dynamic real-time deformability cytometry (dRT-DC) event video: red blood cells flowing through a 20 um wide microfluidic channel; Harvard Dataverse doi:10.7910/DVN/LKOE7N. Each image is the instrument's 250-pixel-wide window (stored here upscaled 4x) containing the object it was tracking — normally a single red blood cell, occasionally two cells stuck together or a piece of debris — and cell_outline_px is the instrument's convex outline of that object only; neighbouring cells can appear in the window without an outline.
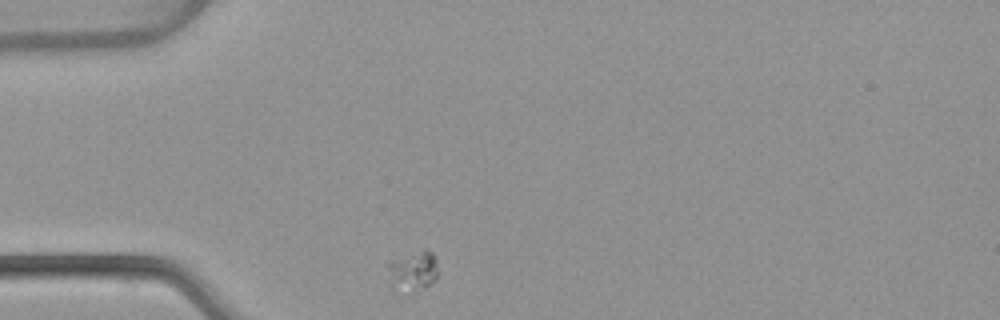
{"species": "common noctule bat (a hibernating species)", "species_latin": "Nyctalus noctula", "temperature_condition": "warm", "stored_images_in_passage": 34, "camera_frame_rate_fps": 3000, "um_per_image_px": 0.085, "animal": {"sex": "female", "body_mass_g": 22.7, "forearm_length_mm": 54.2}, "frame": {"image": 1, "passage_image": 1, "time_ms": 0.0, "image_size_px": [1000, 320], "cell_outline_px": [[436, 280], [428, 284], [392, 288], [384, 264], [388, 260], [424, 248], [428, 248], [432, 252], [436, 260]], "centroid_in_image_um": [35.03, 22.86], "position_along_channel_um": 50.0, "area_um2": 11.21}}